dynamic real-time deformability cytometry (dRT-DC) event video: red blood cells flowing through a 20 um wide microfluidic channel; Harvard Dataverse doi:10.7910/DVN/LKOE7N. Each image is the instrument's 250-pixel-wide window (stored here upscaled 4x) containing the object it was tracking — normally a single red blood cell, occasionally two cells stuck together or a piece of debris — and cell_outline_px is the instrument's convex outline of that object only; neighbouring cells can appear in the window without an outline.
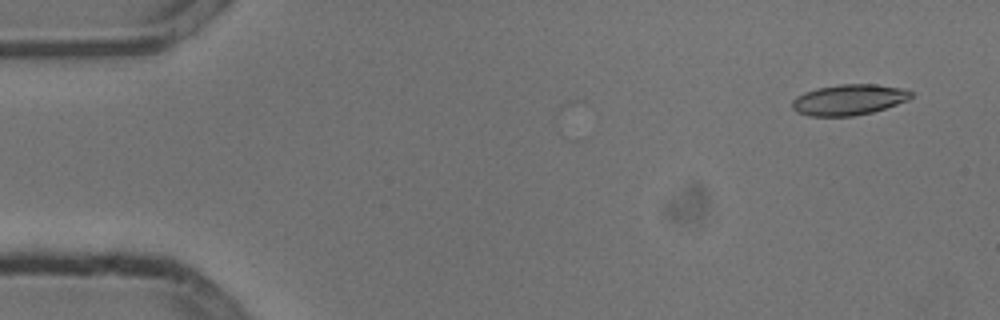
{"species": "common noctule bat (a hibernating species)", "species_latin": "Nyctalus noctula", "temperature_condition": "cold", "stored_images_in_passage": 42, "camera_frame_rate_fps": 3000, "um_per_image_px": 0.085, "animal": {"sex": "male", "body_mass_g": 13.3}, "frame": {"image": 1, "passage_image": 1, "time_ms": 0.0, "image_size_px": [1000, 320], "cell_outline_px": [[912, 96], [908, 100], [872, 112], [852, 116], [808, 116], [796, 112], [792, 108], [792, 100], [796, 96], [804, 92], [816, 88], [840, 84], [876, 84], [904, 88], [912, 92]], "centroid_in_image_um": [72.12, 8.47], "position_along_channel_um": 12.9, "area_um2": 21.39}}
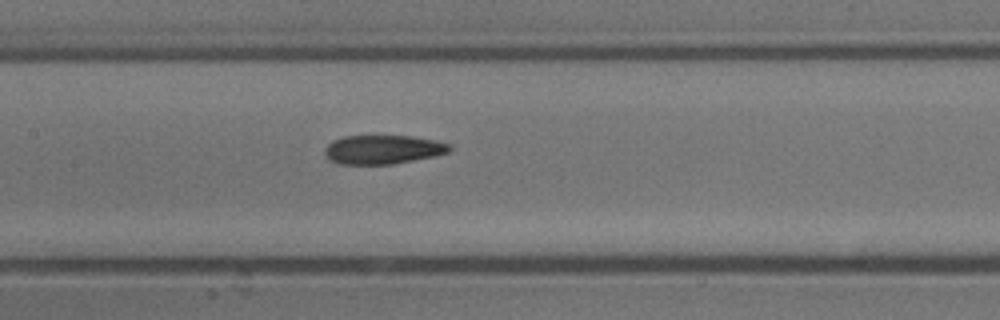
{"frame": {"image": 2, "passage_image": 23, "time_ms": 7.333, "image_size_px": [1000, 320], "cell_outline_px": [[452, 148], [448, 152], [436, 156], [392, 164], [336, 164], [328, 160], [324, 152], [324, 148], [332, 140], [344, 136], [412, 136], [436, 140], [452, 144]], "centroid_in_image_um": [32.54, 12.71], "position_along_channel_um": 174.9, "area_um2": 21.33}}
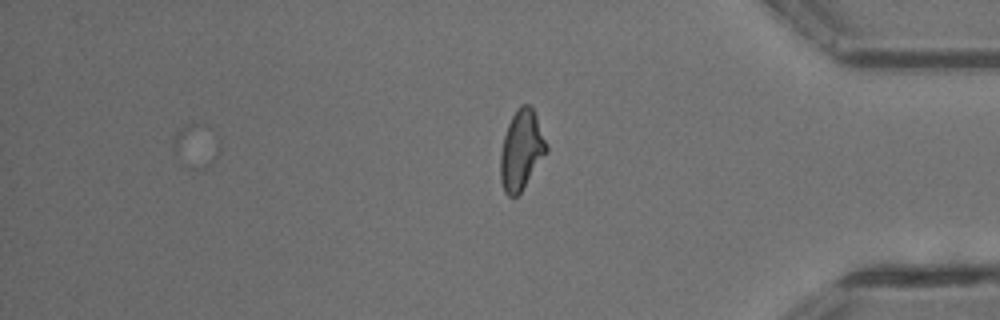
{"frame": {"image": 3, "passage_image": 42, "time_ms": 13.667, "image_size_px": [1000, 320], "cell_outline_px": [[548, 152], [520, 192], [516, 196], [508, 196], [504, 192], [500, 180], [500, 152], [504, 136], [508, 124], [516, 108], [520, 104], [528, 104], [532, 108], [536, 116], [548, 144]], "centroid_in_image_um": [44.31, 12.75], "position_along_channel_um": 390.9, "area_um2": 21.44}, "authors_computed_cell_mechanics": {"area_um2": 21.4149, "velocity_mm_per_s": 3.8032, "shape_relaxation_time_tau1_ms": 6.4935, "shape_relaxation_time_tau2_ms": 2.7476, "deformation_change_tau1": 0.1994, "deformation_change_tau2": 0.1051}}